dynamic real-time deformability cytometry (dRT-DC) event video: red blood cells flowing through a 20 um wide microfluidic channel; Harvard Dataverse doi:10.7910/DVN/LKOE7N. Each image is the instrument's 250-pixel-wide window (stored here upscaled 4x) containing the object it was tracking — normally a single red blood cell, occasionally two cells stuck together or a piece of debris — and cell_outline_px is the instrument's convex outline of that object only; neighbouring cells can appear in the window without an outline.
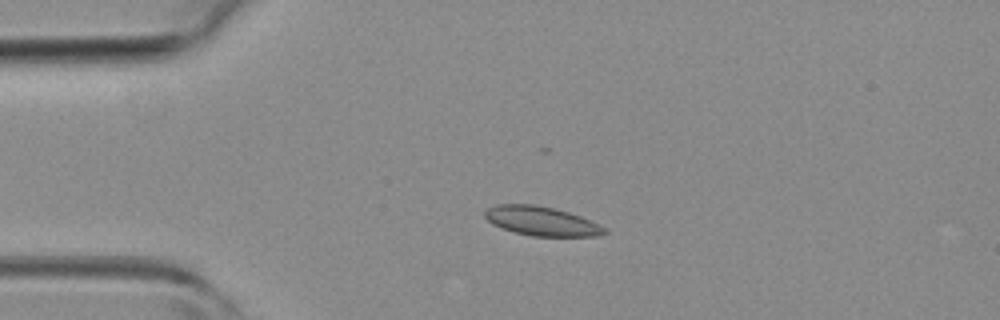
{"species": "common noctule bat (a hibernating species)", "species_latin": "Nyctalus noctula", "temperature_condition": "room temperature", "stored_images_in_passage": 4, "camera_frame_rate_fps": 3000, "um_per_image_px": 0.085, "animal": {"sex": "female", "body_mass_g": 19.3, "forearm_length_mm": 54.1}, "frame": {"image": 1, "passage_image": 3, "time_ms": 2.333, "image_size_px": [1000, 320], "cell_outline_px": [[608, 232], [596, 236], [532, 236], [512, 232], [500, 228], [492, 224], [484, 216], [484, 212], [488, 208], [496, 204], [536, 204], [568, 212], [580, 216], [600, 224], [608, 228]], "centroid_in_image_um": [46.02, 18.8], "position_along_channel_um": 39.0, "area_um2": 20.52}}